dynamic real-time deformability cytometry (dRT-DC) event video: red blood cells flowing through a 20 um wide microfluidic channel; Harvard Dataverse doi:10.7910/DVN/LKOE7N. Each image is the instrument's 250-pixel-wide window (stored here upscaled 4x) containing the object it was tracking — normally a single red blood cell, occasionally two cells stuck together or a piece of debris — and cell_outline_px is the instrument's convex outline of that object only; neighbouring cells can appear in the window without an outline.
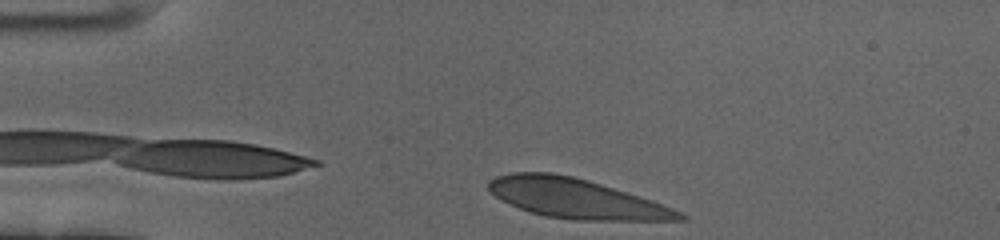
{"species": "human", "species_latin": "Homo sapiens", "temperature_condition": "cold", "stored_images_in_passage": 38, "camera_frame_rate_fps": 3000, "um_per_image_px": 0.085, "donor": {"sex": "female"}, "frame": {"image": 1, "passage_image": 2, "time_ms": 0.333, "image_size_px": [1000, 240], "cell_outline_px": [[688, 220], [572, 220], [544, 216], [520, 208], [496, 196], [488, 188], [488, 180], [496, 176], [512, 172], [552, 172], [572, 176], [588, 180], [652, 200], [672, 208], [688, 216]], "centroid_in_image_um": [48.97, 16.87], "position_along_channel_um": 36.0, "area_um2": 43.7}}
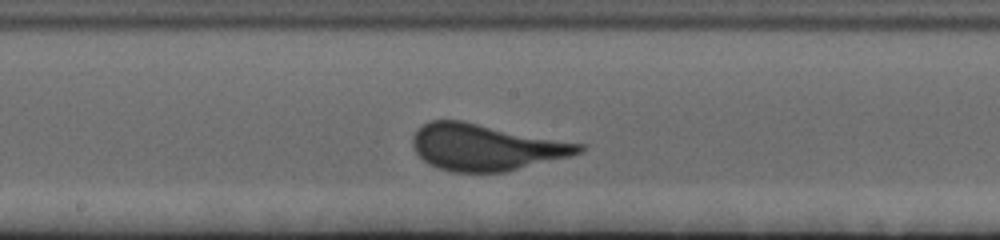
{"frame": {"image": 2, "passage_image": 21, "time_ms": 6.667, "image_size_px": [1000, 240], "cell_outline_px": [[584, 148], [580, 152], [568, 156], [504, 172], [452, 172], [428, 164], [416, 152], [412, 144], [412, 136], [424, 124], [432, 120], [460, 120], [584, 144]], "centroid_in_image_um": [41.26, 12.51], "position_along_channel_um": 206.9, "area_um2": 44.39}}
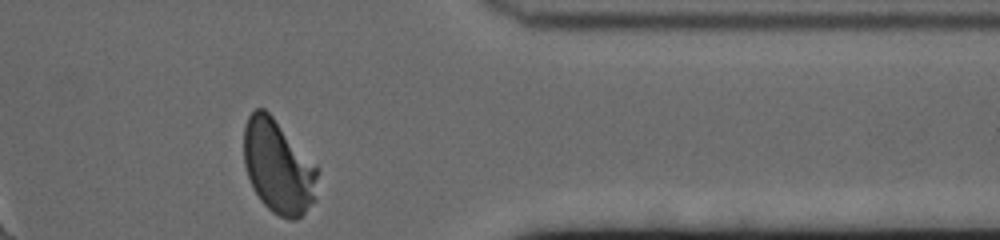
{"frame": {"image": 3, "passage_image": 38, "time_ms": 12.333, "image_size_px": [1000, 240], "cell_outline_px": [[320, 172], [316, 200], [296, 220], [288, 220], [272, 212], [260, 200], [252, 188], [244, 164], [244, 128], [248, 116], [256, 108], [264, 108], [272, 116], [320, 168]], "centroid_in_image_um": [23.68, 14.2], "position_along_channel_um": 387.7, "area_um2": 40.69}, "authors_computed_cell_mechanics": {"area_um2": 43.5812, "velocity_mm_per_s": 3.4089, "shape_relaxation_time_tau1_ms": 4.2572, "shape_relaxation_time_tau2_ms": null, "deformation_change_tau1": 0.1579, "deformation_change_tau2": null}}